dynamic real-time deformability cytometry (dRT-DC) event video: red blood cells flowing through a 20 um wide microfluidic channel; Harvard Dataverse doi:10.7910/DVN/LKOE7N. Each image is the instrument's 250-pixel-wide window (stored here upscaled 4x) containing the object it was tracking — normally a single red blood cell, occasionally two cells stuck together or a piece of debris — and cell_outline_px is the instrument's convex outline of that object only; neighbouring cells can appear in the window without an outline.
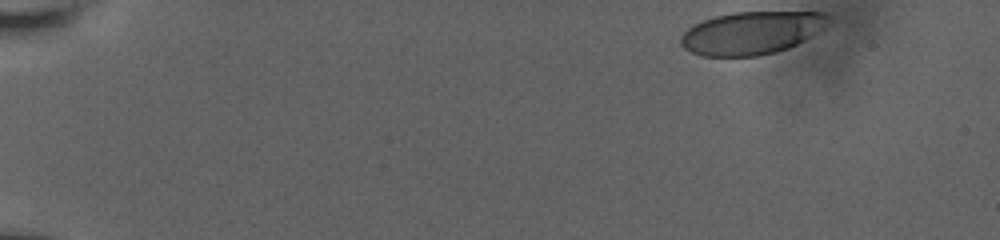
{"species": "human", "species_latin": "Homo sapiens", "temperature_condition": "room temperature", "stored_images_in_passage": 44, "camera_frame_rate_fps": 3000, "um_per_image_px": 0.085, "donor": {"sex": "male"}, "frame": {"image": 1, "passage_image": 1, "time_ms": 0.0, "image_size_px": [1000, 240], "cell_outline_px": [[828, 16], [824, 28], [796, 44], [788, 48], [776, 52], [760, 56], [700, 56], [684, 48], [680, 44], [680, 36], [688, 28], [704, 20], [716, 16], [732, 12], [824, 12]], "centroid_in_image_um": [63.84, 2.8], "position_along_channel_um": 21.2, "area_um2": 36.59}}
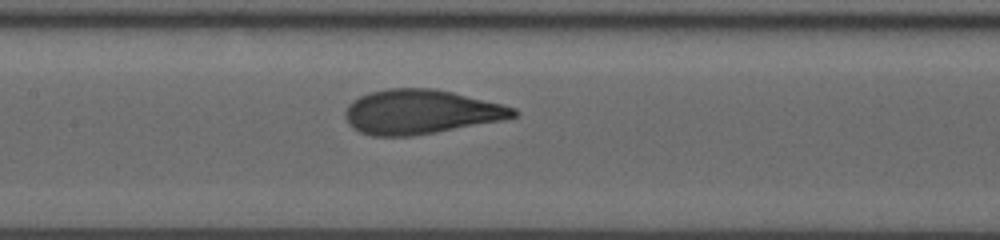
{"frame": {"image": 2, "passage_image": 24, "time_ms": 7.667, "image_size_px": [1000, 240], "cell_outline_px": [[520, 112], [516, 116], [504, 120], [436, 132], [412, 136], [372, 136], [360, 132], [352, 128], [348, 124], [344, 116], [344, 112], [348, 104], [352, 100], [368, 92], [388, 88], [436, 88], [516, 108]], "centroid_in_image_um": [35.72, 9.51], "position_along_channel_um": 171.7, "area_um2": 43.7}}
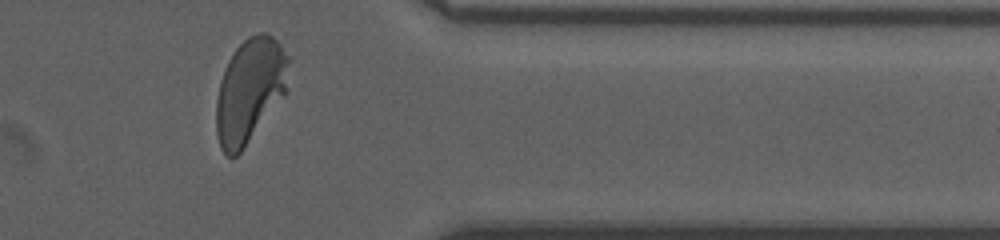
{"frame": {"image": 3, "passage_image": 42, "time_ms": 13.667, "image_size_px": [1000, 240], "cell_outline_px": [[288, 92], [240, 152], [236, 156], [228, 156], [220, 148], [216, 132], [216, 100], [220, 80], [224, 68], [228, 60], [236, 48], [248, 36], [260, 32], [264, 32], [272, 36], [280, 44], [288, 56]], "centroid_in_image_um": [21.24, 7.68], "position_along_channel_um": 390.2, "area_um2": 44.22}, "authors_computed_cell_mechanics": {"area_um2": 42.9454, "velocity_mm_per_s": 3.8033, "shape_relaxation_time_tau1_ms": 3.2377, "shape_relaxation_time_tau2_ms": null, "deformation_change_tau1": 0.1888, "deformation_change_tau2": null}}